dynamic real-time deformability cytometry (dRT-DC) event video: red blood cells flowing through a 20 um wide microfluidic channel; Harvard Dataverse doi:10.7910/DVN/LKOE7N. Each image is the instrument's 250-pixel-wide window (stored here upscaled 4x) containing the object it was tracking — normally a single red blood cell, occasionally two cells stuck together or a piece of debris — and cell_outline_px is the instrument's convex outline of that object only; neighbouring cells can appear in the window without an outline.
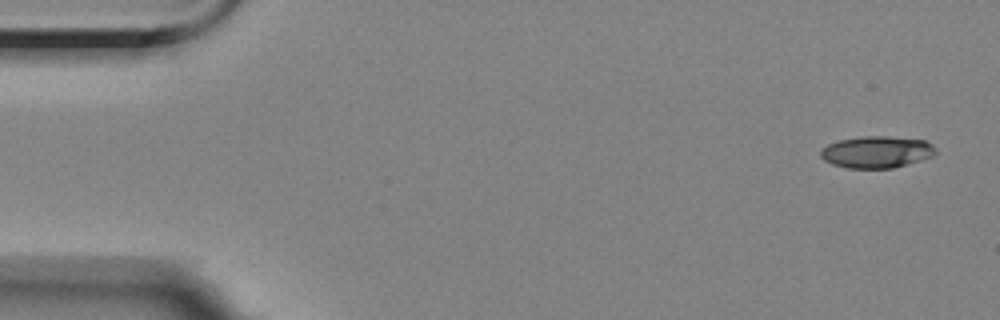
{"species": "Egyptian fruit bat (a non-hibernating species)", "species_latin": "Rousettus aegyptiacus", "temperature_condition": "room temperature", "stored_images_in_passage": 5, "camera_frame_rate_fps": 3000, "um_per_image_px": 0.085, "animal": {"sex": "female"}, "frame": {"image": 1, "passage_image": 1, "time_ms": 0.0, "image_size_px": [1000, 320], "cell_outline_px": [[936, 152], [932, 156], [908, 164], [892, 168], [848, 168], [832, 164], [824, 160], [820, 156], [820, 148], [828, 144], [840, 140], [860, 136], [888, 136], [924, 140], [932, 144], [936, 148]], "centroid_in_image_um": [74.49, 12.91], "position_along_channel_um": 10.5, "area_um2": 21.39}}
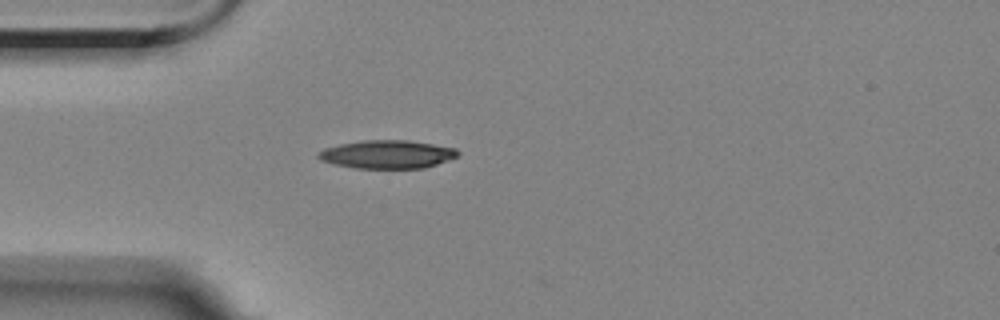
{"frame": {"image": 2, "passage_image": 5, "time_ms": 4.333, "image_size_px": [1000, 320], "cell_outline_px": [[460, 156], [424, 168], [356, 168], [332, 164], [320, 160], [316, 156], [316, 152], [324, 148], [340, 144], [364, 140], [408, 140], [456, 148], [460, 152]], "centroid_in_image_um": [32.89, 13.12], "position_along_channel_um": 52.1, "area_um2": 23.12}}